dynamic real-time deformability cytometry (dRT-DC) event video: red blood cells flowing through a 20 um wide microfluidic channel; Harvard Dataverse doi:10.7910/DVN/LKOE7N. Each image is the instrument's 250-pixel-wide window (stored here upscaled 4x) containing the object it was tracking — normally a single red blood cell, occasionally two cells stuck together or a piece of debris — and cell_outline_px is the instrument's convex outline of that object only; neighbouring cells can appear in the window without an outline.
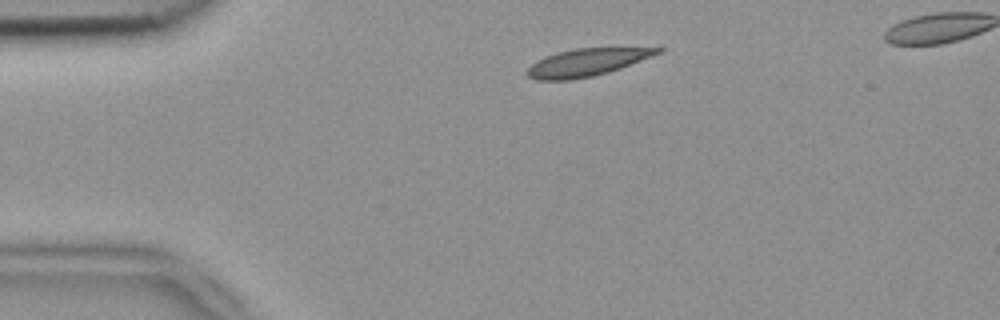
{"species": "common noctule bat (a hibernating species)", "species_latin": "Nyctalus noctula", "temperature_condition": "room temperature", "stored_images_in_passage": 2, "segment_of_instrument_passage": [1, 2], "camera_frame_rate_fps": 3000, "um_per_image_px": 0.085, "animal": {"sex": "female", "body_mass_g": 18.4}, "frame": {"image": 1, "passage_image": 1, "time_ms": 0.0, "image_size_px": [1000, 320], "cell_outline_px": [[664, 52], [620, 68], [608, 72], [592, 76], [568, 80], [536, 80], [528, 76], [524, 72], [536, 60], [544, 56], [556, 52], [576, 48], [664, 48]], "centroid_in_image_um": [49.84, 5.3], "position_along_channel_um": 35.2, "area_um2": 20.87}}